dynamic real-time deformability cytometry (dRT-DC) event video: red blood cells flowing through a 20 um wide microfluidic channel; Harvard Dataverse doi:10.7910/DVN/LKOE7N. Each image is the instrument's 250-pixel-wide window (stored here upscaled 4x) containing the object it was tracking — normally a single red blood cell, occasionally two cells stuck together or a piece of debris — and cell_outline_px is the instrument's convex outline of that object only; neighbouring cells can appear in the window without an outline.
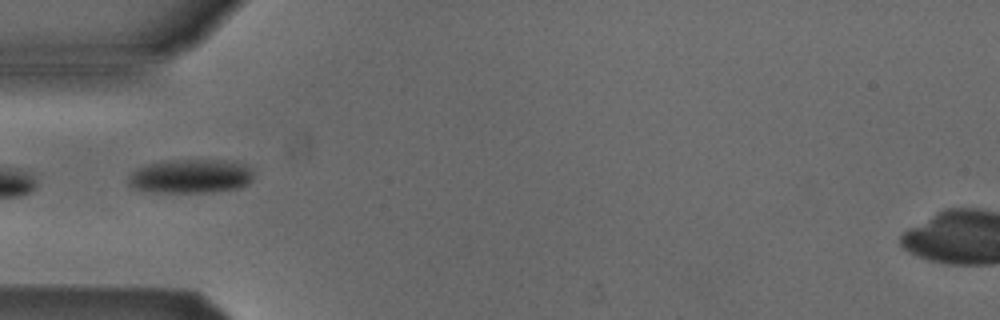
{"species": "Egyptian fruit bat (a non-hibernating species)", "species_latin": "Rousettus aegyptiacus", "temperature_condition": "cold", "stored_images_in_passage": 9, "camera_frame_rate_fps": 3000, "um_per_image_px": 0.085, "animal": {"sex": "male"}, "frame": {"image": 1, "passage_image": 1, "time_ms": 0.0, "image_size_px": [1000, 320], "cell_outline_px": [[252, 180], [248, 184], [240, 188], [212, 192], [152, 192], [132, 188], [128, 184], [128, 176], [136, 168], [148, 164], [164, 160], [236, 160], [252, 168]], "centroid_in_image_um": [16.22, 14.97], "position_along_channel_um": 68.8, "area_um2": 25.26}}
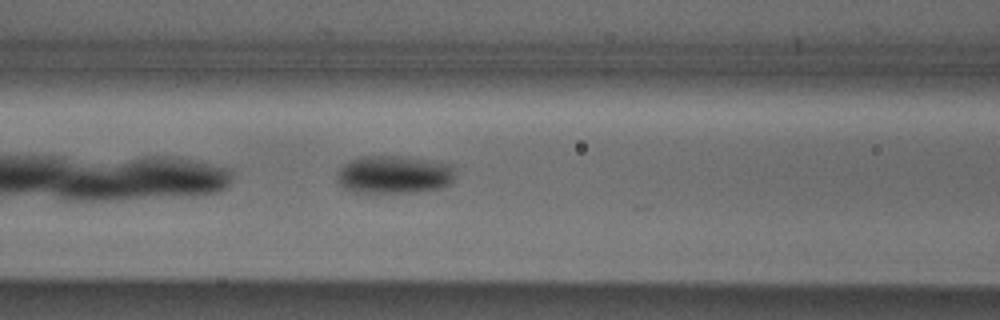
{"frame": {"image": 2, "passage_image": 6, "time_ms": 1.667, "image_size_px": [1000, 320], "cell_outline_px": [[456, 176], [448, 184], [440, 188], [404, 192], [356, 192], [344, 188], [340, 184], [336, 172], [348, 160], [360, 156], [404, 156], [432, 160], [452, 164], [456, 168]], "centroid_in_image_um": [33.52, 14.81], "position_along_channel_um": 133.1, "area_um2": 26.3}}